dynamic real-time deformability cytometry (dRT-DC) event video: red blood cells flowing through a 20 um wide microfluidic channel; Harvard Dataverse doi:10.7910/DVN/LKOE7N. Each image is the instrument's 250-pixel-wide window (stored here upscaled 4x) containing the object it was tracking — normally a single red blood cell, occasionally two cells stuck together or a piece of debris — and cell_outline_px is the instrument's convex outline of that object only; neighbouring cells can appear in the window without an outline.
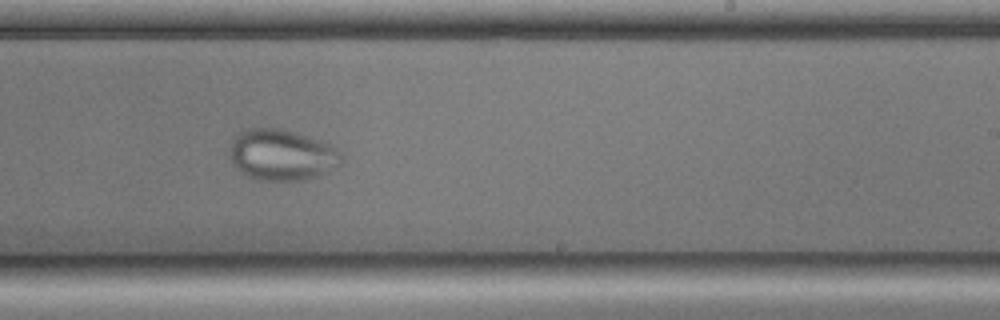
{"species": "common noctule bat (a hibernating species)", "species_latin": "Nyctalus noctula", "temperature_condition": "cold", "stored_images_in_passage": 56, "camera_frame_rate_fps": 3000, "um_per_image_px": 0.085, "animal": {"sex": "male", "body_mass_g": 17.9, "forearm_length_mm": 54.2}, "frame": {"image": 1, "passage_image": 33, "time_ms": 10.667, "image_size_px": [1000, 320], "cell_outline_px": [[344, 160], [320, 176], [308, 180], [256, 180], [240, 172], [232, 164], [228, 148], [232, 140], [240, 132], [248, 128], [280, 128], [320, 140], [332, 144], [344, 156]], "centroid_in_image_um": [23.94, 13.17], "position_along_channel_um": 265.1, "area_um2": 33.58}}